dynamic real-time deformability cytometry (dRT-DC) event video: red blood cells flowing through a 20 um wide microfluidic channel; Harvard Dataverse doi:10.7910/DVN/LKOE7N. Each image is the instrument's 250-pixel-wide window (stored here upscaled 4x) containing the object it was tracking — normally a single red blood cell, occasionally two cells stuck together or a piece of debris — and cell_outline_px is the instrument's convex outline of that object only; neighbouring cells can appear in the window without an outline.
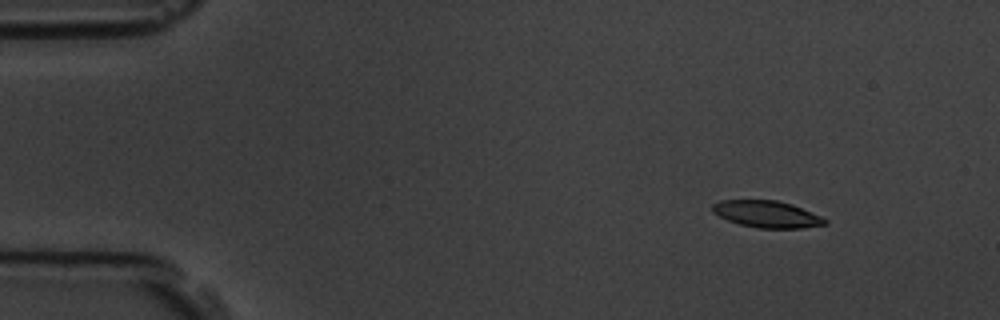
{"species": "common noctule bat (a hibernating species)", "species_latin": "Nyctalus noctula", "temperature_condition": "room temperature", "stored_images_in_passage": 5, "camera_frame_rate_fps": 3000, "um_per_image_px": 0.085, "animal": {"sex": "male", "body_mass_g": 19.5, "forearm_length_mm": 54.6}, "frame": {"image": 1, "passage_image": 2, "time_ms": 1.0, "image_size_px": [1000, 320], "cell_outline_px": [[828, 224], [800, 228], [760, 228], [740, 224], [728, 220], [712, 212], [712, 204], [720, 200], [776, 200], [792, 204], [820, 216], [828, 220]], "centroid_in_image_um": [65.18, 18.2], "position_along_channel_um": 19.8, "area_um2": 17.46}}